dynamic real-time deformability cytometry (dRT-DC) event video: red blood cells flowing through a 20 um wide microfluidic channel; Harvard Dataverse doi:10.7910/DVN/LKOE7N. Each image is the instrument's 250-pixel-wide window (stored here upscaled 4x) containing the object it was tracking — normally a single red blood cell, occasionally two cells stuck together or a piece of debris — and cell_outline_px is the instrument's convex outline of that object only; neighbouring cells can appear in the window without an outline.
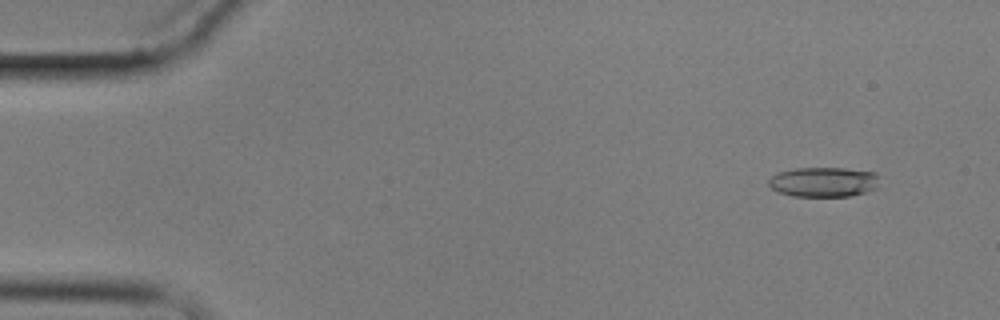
{"species": "common noctule bat (a hibernating species)", "species_latin": "Nyctalus noctula", "temperature_condition": "cold", "stored_images_in_passage": 2, "camera_frame_rate_fps": 3000, "um_per_image_px": 0.085, "animal": {"sex": "male", "body_mass_g": 17.9}, "frame": {"image": 1, "passage_image": 1, "time_ms": 0.0, "image_size_px": [1000, 320], "cell_outline_px": [[876, 188], [852, 196], [792, 196], [780, 192], [772, 188], [768, 184], [768, 180], [776, 172], [796, 168], [844, 168], [876, 172]], "centroid_in_image_um": [69.96, 15.46], "position_along_channel_um": 15.0, "area_um2": 19.13}}